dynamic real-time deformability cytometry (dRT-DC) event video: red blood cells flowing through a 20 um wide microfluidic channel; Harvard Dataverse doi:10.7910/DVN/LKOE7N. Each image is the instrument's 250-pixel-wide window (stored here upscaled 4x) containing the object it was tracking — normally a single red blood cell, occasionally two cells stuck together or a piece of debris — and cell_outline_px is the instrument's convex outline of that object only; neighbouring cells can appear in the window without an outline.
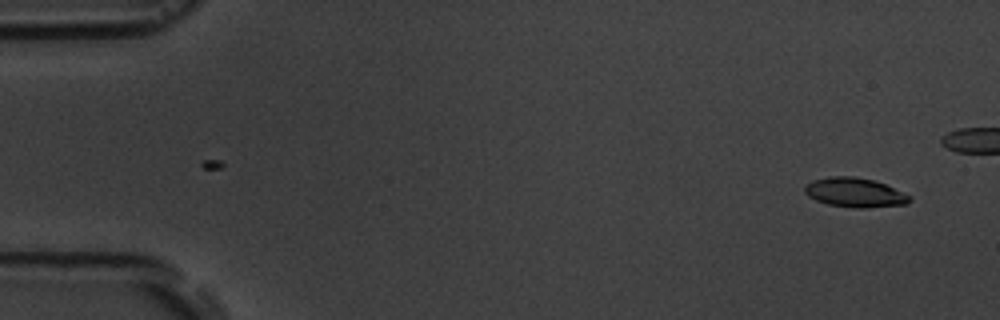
{"species": "common noctule bat (a hibernating species)", "species_latin": "Nyctalus noctula", "temperature_condition": "room temperature", "stored_images_in_passage": 5, "camera_frame_rate_fps": 3000, "um_per_image_px": 0.085, "animal": {"sex": "male", "body_mass_g": 19.5, "forearm_length_mm": 54.6}, "frame": {"image": 1, "passage_image": 5, "time_ms": 4.667, "image_size_px": [1000, 320], "cell_outline_px": [[912, 200], [908, 204], [868, 208], [856, 208], [828, 204], [816, 200], [808, 196], [804, 192], [804, 188], [812, 180], [828, 176], [856, 176], [872, 180], [884, 184], [908, 196]], "centroid_in_image_um": [72.62, 16.37], "position_along_channel_um": 12.4, "area_um2": 17.8}}